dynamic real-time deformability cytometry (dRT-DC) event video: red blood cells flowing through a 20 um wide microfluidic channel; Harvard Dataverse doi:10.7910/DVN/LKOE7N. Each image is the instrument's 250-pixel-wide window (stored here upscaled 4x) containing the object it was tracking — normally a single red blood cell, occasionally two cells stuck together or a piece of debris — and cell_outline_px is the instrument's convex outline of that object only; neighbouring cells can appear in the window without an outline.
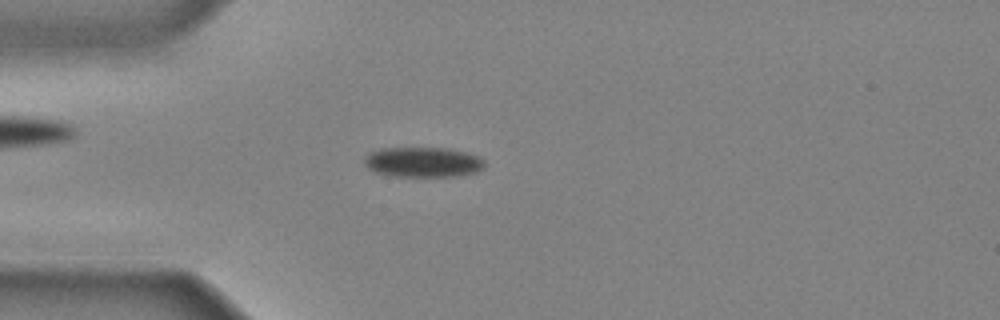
{"species": "common noctule bat (a hibernating species)", "species_latin": "Nyctalus noctula", "temperature_condition": "cold", "stored_images_in_passage": 42, "camera_frame_rate_fps": 3000, "um_per_image_px": 0.085, "animal": {"sex": "male", "body_mass_g": 20.4}, "frame": {"image": 1, "passage_image": 11, "time_ms": 3.333, "image_size_px": [1000, 320], "cell_outline_px": [[484, 168], [476, 172], [456, 176], [392, 176], [376, 172], [368, 168], [364, 164], [364, 156], [368, 152], [384, 148], [448, 148], [468, 152], [480, 156], [484, 160]], "centroid_in_image_um": [35.96, 13.77], "position_along_channel_um": 49.0, "area_um2": 21.27}}
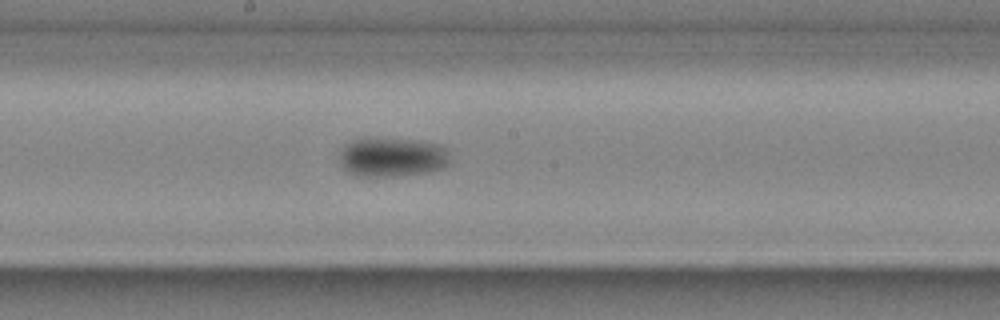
{"frame": {"image": 2, "passage_image": 23, "time_ms": 7.333, "image_size_px": [1000, 320], "cell_outline_px": [[448, 160], [440, 168], [420, 172], [392, 176], [360, 176], [344, 168], [340, 160], [340, 152], [344, 144], [352, 140], [364, 136], [416, 140], [440, 144], [444, 148]], "centroid_in_image_um": [33.23, 13.3], "position_along_channel_um": 215.0, "area_um2": 24.97}}
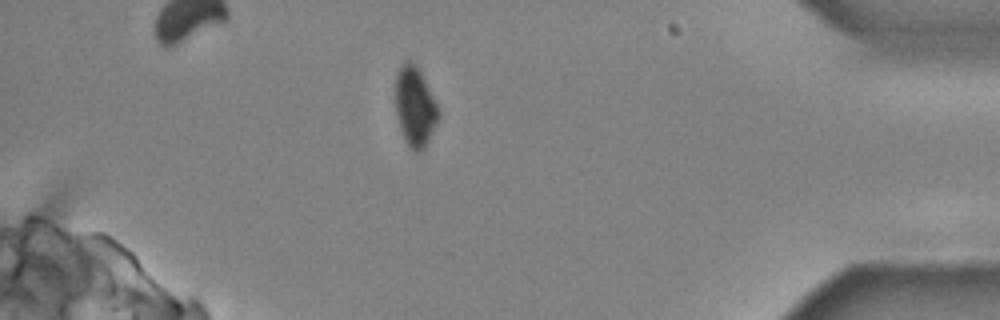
{"frame": {"image": 3, "passage_image": 38, "time_ms": 12.333, "image_size_px": [1000, 320], "cell_outline_px": [[440, 116], [424, 148], [420, 152], [412, 152], [400, 128], [396, 112], [396, 72], [400, 64], [404, 60], [412, 60], [416, 64], [440, 108]], "centroid_in_image_um": [35.28, 9.02], "position_along_channel_um": 399.9, "area_um2": 20.06}}